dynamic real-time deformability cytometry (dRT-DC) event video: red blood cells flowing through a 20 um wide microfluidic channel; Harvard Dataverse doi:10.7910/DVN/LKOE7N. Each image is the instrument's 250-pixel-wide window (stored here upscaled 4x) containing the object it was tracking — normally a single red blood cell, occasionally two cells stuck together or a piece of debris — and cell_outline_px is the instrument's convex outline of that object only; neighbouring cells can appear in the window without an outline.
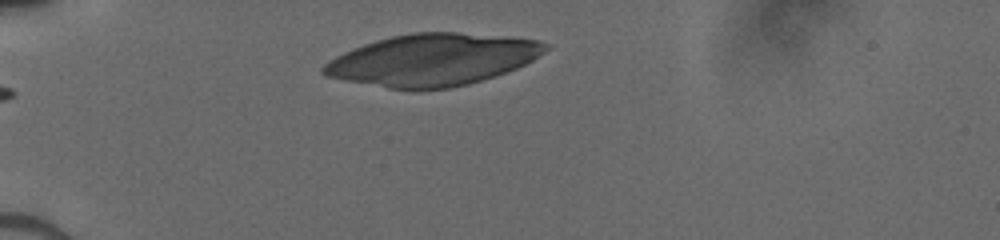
{"species": "human", "species_latin": "Homo sapiens", "temperature_condition": "cold", "stored_images_in_passage": 29, "camera_frame_rate_fps": 3000, "um_per_image_px": 0.085, "donor": {"sex": "male"}, "frame": {"image": 1, "passage_image": 1, "time_ms": 0.0, "image_size_px": [1000, 240], "cell_outline_px": [[552, 44], [544, 52], [532, 60], [516, 68], [468, 84], [448, 88], [388, 88], [344, 80], [328, 76], [320, 72], [320, 68], [328, 60], [352, 48], [376, 40], [392, 36], [412, 32], [460, 32], [512, 36], [540, 40]], "centroid_in_image_um": [36.78, 5.05], "position_along_channel_um": 48.2, "area_um2": 66.76}}